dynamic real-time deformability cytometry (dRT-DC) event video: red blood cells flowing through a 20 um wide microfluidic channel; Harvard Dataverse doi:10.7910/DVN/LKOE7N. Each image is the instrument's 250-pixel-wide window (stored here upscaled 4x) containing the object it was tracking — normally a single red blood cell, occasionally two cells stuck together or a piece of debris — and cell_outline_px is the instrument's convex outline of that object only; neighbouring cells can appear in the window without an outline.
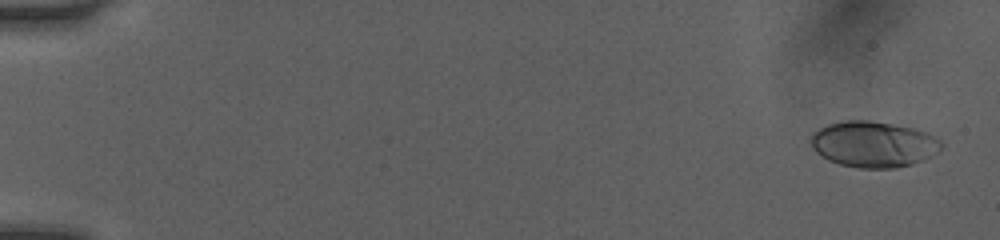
{"species": "human", "species_latin": "Homo sapiens", "temperature_condition": "room temperature", "stored_images_in_passage": 51, "camera_frame_rate_fps": 3000, "um_per_image_px": 0.085, "donor": {"sex": "female"}, "frame": {"image": 1, "passage_image": 2, "time_ms": 0.333, "image_size_px": [1000, 240], "cell_outline_px": [[944, 144], [936, 152], [924, 160], [912, 164], [896, 168], [860, 168], [840, 164], [828, 160], [816, 152], [812, 148], [812, 132], [828, 124], [844, 120], [868, 120], [892, 124], [912, 128], [928, 132], [940, 140]], "centroid_in_image_um": [74.25, 12.26], "position_along_channel_um": 10.8, "area_um2": 34.91}}
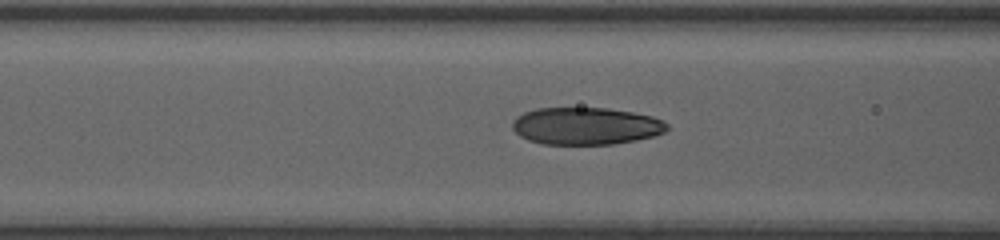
{"frame": {"image": 2, "passage_image": 22, "time_ms": 7.0, "image_size_px": [1000, 240], "cell_outline_px": [[668, 128], [664, 132], [652, 136], [636, 140], [612, 144], [540, 144], [528, 140], [520, 136], [512, 128], [512, 120], [516, 116], [524, 112], [536, 108], [608, 108], [632, 112], [652, 116], [664, 120], [668, 124]], "centroid_in_image_um": [49.78, 10.71], "position_along_channel_um": 116.8, "area_um2": 33.76}}
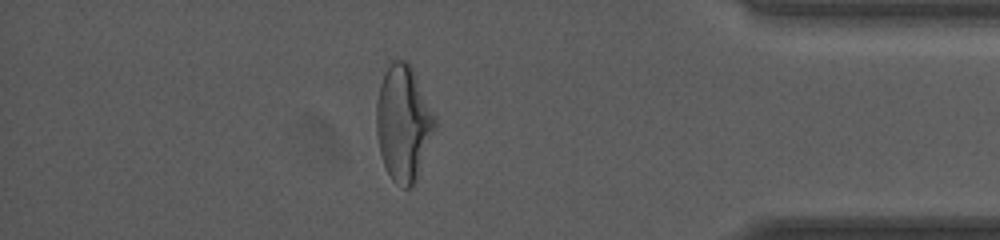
{"frame": {"image": 3, "passage_image": 45, "time_ms": 14.667, "image_size_px": [1000, 240], "cell_outline_px": [[436, 128], [416, 180], [408, 188], [404, 188], [396, 184], [392, 180], [384, 164], [380, 152], [376, 132], [376, 104], [380, 84], [384, 72], [392, 60], [404, 60], [412, 68], [436, 116]], "centroid_in_image_um": [34.28, 10.46], "position_along_channel_um": 400.9, "area_um2": 39.3}, "authors_computed_cell_mechanics": {"area_um2": 34.7956, "velocity_mm_per_s": 4.0856, "shape_relaxation_time_tau1_ms": 4.6411, "shape_relaxation_time_tau2_ms": 0.7574, "deformation_change_tau1": 0.1851, "deformation_change_tau2": 0.0579}}